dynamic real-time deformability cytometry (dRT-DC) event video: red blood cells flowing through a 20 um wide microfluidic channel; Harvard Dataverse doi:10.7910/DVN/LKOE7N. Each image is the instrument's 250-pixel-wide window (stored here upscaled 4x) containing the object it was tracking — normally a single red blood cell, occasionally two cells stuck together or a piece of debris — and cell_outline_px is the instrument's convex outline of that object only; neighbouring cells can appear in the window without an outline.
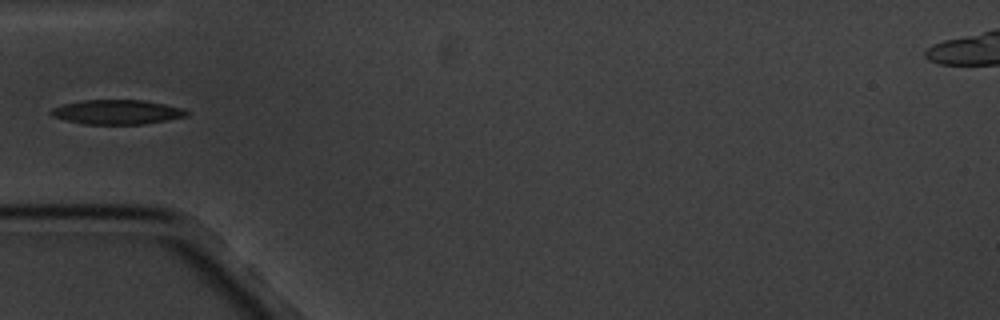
{"species": "common noctule bat (a hibernating species)", "species_latin": "Nyctalus noctula", "temperature_condition": "cold", "stored_images_in_passage": 12, "camera_frame_rate_fps": 3000, "um_per_image_px": 0.085, "animal": {"sex": "male", "body_mass_g": 20.1, "forearm_length_mm": 53.5}, "frame": {"image": 1, "passage_image": 1, "time_ms": 0.0, "image_size_px": [1000, 320], "cell_outline_px": [[188, 116], [168, 120], [144, 124], [84, 124], [52, 116], [48, 112], [52, 108], [64, 104], [80, 100], [144, 100], [184, 108], [188, 112]], "centroid_in_image_um": [9.97, 9.52], "position_along_channel_um": 75.0, "area_um2": 19.36}}
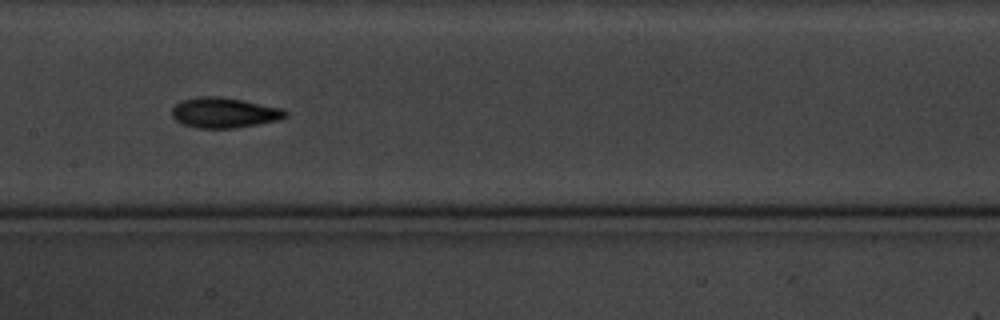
{"frame": {"image": 2, "passage_image": 4, "time_ms": 3.333, "image_size_px": [1000, 320], "cell_outline_px": [[288, 116], [280, 120], [236, 128], [196, 128], [184, 124], [176, 120], [172, 116], [172, 108], [176, 104], [184, 100], [196, 96], [216, 96], [244, 100], [284, 108], [288, 112]], "centroid_in_image_um": [19.11, 9.58], "position_along_channel_um": 188.3, "area_um2": 20.23}}
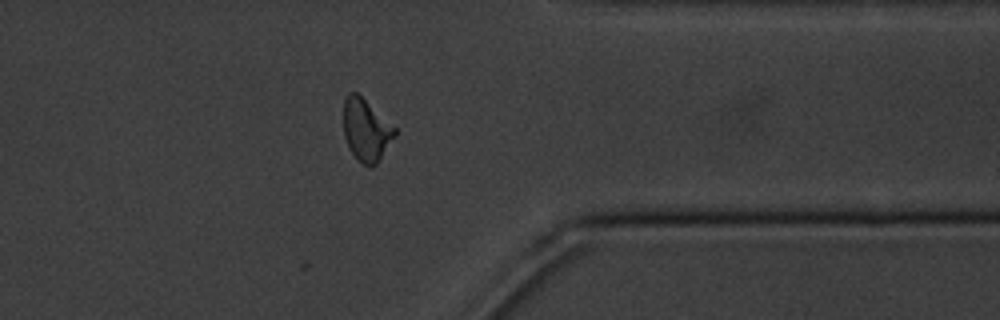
{"frame": {"image": 3, "passage_image": 9, "time_ms": 9.333, "image_size_px": [1000, 320], "cell_outline_px": [[396, 136], [380, 160], [372, 168], [368, 168], [356, 160], [348, 148], [344, 136], [344, 100], [348, 92], [356, 92], [396, 128]], "centroid_in_image_um": [31.12, 11.11], "position_along_channel_um": 380.3, "area_um2": 18.79}}